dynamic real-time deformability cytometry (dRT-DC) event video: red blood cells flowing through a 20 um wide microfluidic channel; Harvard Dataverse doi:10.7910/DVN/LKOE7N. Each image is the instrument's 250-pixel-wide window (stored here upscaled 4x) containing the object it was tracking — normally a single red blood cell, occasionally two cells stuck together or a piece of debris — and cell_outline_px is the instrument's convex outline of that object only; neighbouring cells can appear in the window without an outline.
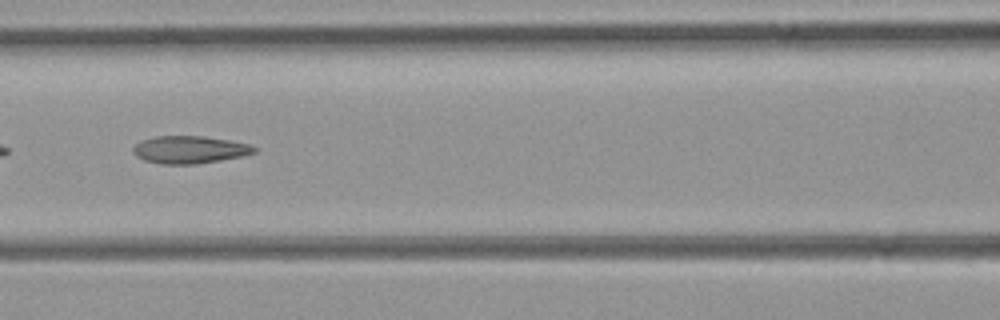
{"species": "common noctule bat (a hibernating species)", "species_latin": "Nyctalus noctula", "temperature_condition": "room temperature", "stored_images_in_passage": 24, "camera_frame_rate_fps": 3000, "um_per_image_px": 0.085, "animal": {"sex": "female", "body_mass_g": 21.9}, "frame": {"image": 1, "passage_image": 21, "time_ms": 6.667, "image_size_px": [1000, 320], "cell_outline_px": [[256, 152], [244, 156], [196, 164], [160, 164], [144, 160], [136, 156], [132, 152], [132, 148], [136, 144], [144, 140], [156, 136], [204, 136], [228, 140], [248, 144], [256, 148]], "centroid_in_image_um": [16.11, 12.73], "position_along_channel_um": 150.5, "area_um2": 19.36}}